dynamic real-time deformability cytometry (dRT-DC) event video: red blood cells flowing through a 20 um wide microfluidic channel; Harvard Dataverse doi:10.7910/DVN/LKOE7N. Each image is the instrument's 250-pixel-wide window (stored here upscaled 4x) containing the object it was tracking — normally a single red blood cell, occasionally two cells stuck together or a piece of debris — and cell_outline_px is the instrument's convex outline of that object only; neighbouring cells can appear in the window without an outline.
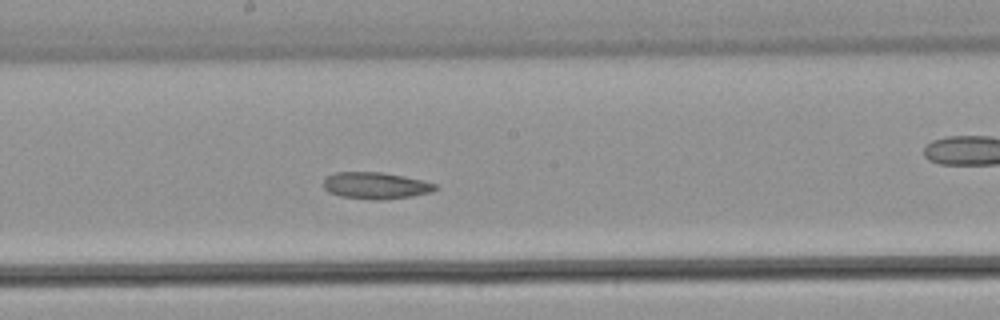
{"species": "common noctule bat (a hibernating species)", "species_latin": "Nyctalus noctula", "temperature_condition": "warm", "stored_images_in_passage": 25, "camera_frame_rate_fps": 3000, "um_per_image_px": 0.085, "animal": {"sex": "male", "body_mass_g": 21.5, "forearm_length_mm": 52.0}, "frame": {"image": 1, "passage_image": 15, "time_ms": 4.667, "image_size_px": [1000, 320], "cell_outline_px": [[440, 188], [432, 192], [412, 196], [384, 200], [372, 200], [340, 196], [328, 192], [324, 188], [324, 180], [328, 176], [336, 172], [384, 172], [404, 176], [436, 184]], "centroid_in_image_um": [31.96, 15.78], "position_along_channel_um": 216.2, "area_um2": 17.51}}
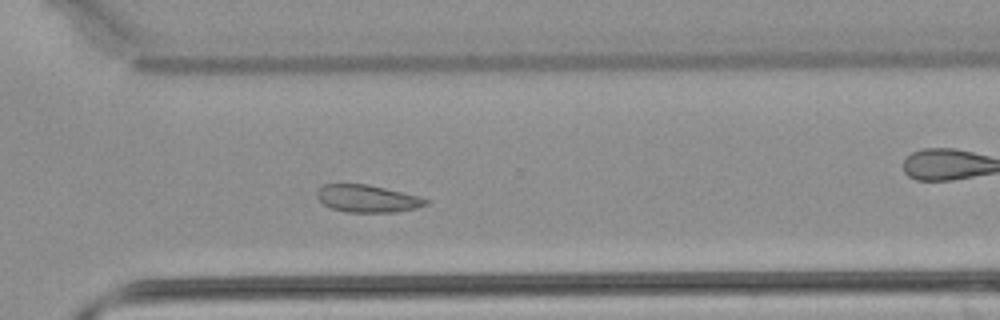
{"frame": {"image": 2, "passage_image": 22, "time_ms": 7.0, "image_size_px": [1000, 320], "cell_outline_px": [[428, 204], [416, 208], [396, 212], [344, 212], [332, 208], [324, 204], [316, 196], [316, 192], [324, 184], [368, 184], [420, 196], [428, 200]], "centroid_in_image_um": [31.24, 16.88], "position_along_channel_um": 339.4, "area_um2": 17.34}}
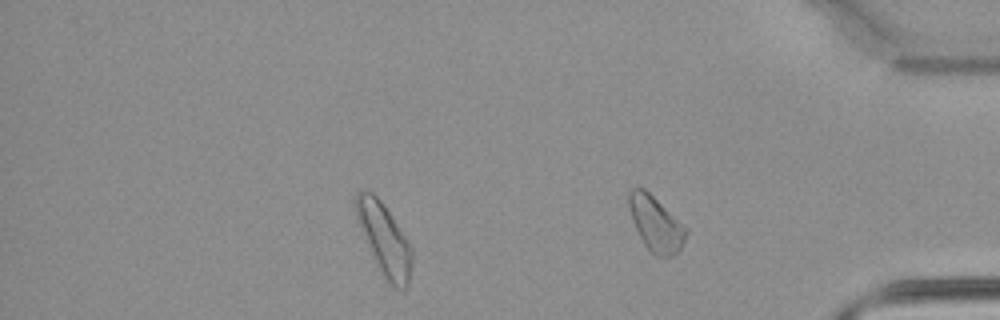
{"frame": {"image": 3, "passage_image": 25, "time_ms": 8.0, "image_size_px": [1000, 320], "cell_outline_px": [[688, 232], [680, 248], [672, 256], [656, 256], [644, 244], [632, 220], [628, 208], [628, 192], [632, 188], [644, 188], [688, 228]], "centroid_in_image_um": [55.73, 19.0], "position_along_channel_um": 379.5, "area_um2": 18.09}}